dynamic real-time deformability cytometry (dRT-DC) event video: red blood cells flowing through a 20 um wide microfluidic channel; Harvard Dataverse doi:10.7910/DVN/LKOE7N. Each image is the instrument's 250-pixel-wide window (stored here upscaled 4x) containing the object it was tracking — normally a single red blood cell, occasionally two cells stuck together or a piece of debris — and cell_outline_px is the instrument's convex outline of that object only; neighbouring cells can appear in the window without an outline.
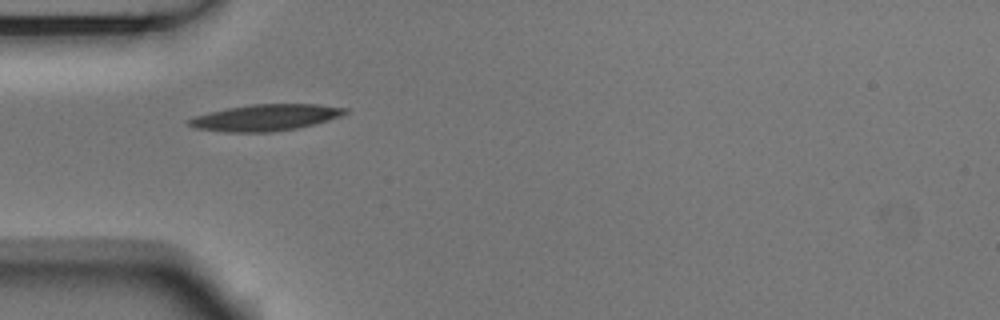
{"species": "Egyptian fruit bat (a non-hibernating species)", "species_latin": "Rousettus aegyptiacus", "temperature_condition": "room temperature", "stored_images_in_passage": 2, "camera_frame_rate_fps": 3000, "um_per_image_px": 0.085, "animal": {"sex": "male"}, "frame": {"image": 1, "passage_image": 1, "time_ms": 0.0, "image_size_px": [1000, 320], "cell_outline_px": [[348, 112], [340, 116], [328, 120], [296, 128], [268, 132], [224, 132], [196, 128], [188, 124], [188, 120], [192, 116], [228, 108], [252, 104], [316, 104], [348, 108]], "centroid_in_image_um": [22.55, 9.99], "position_along_channel_um": 62.4, "area_um2": 23.81}}
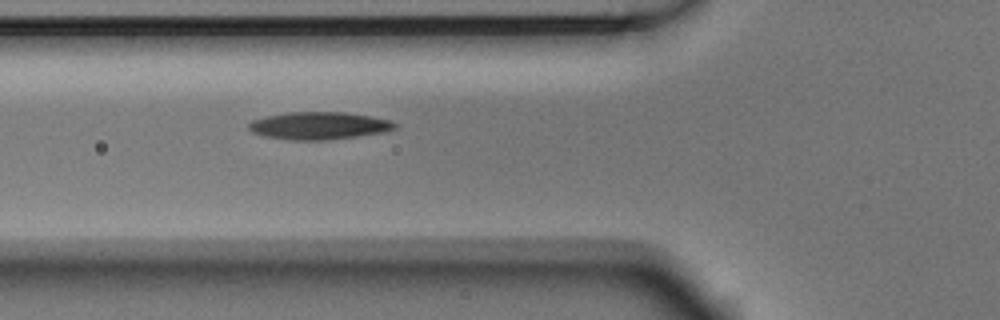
{"frame": {"image": 2, "passage_image": 2, "time_ms": 0.333, "image_size_px": [1000, 320], "cell_outline_px": [[396, 128], [384, 132], [328, 140], [288, 140], [264, 136], [252, 132], [248, 128], [248, 124], [252, 120], [268, 116], [288, 112], [344, 112], [372, 116], [388, 120], [396, 124]], "centroid_in_image_um": [27.09, 10.68], "position_along_channel_um": 98.7, "area_um2": 23.35}}